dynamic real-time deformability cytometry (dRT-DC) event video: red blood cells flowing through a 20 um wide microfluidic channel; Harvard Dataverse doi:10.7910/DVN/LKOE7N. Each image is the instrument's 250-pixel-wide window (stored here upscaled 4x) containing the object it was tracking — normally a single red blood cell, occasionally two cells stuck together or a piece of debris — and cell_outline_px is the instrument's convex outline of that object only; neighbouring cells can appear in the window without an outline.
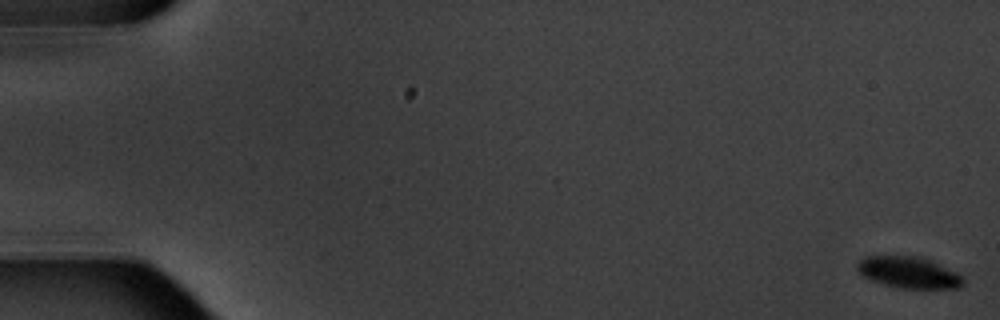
{"species": "common noctule bat (a hibernating species)", "species_latin": "Nyctalus noctula", "temperature_condition": "warm", "stored_images_in_passage": 6, "camera_frame_rate_fps": 3000, "um_per_image_px": 0.085, "animal": {"sex": "male", "body_mass_g": 20.1, "forearm_length_mm": 53.5}, "frame": {"image": 1, "passage_image": 1, "time_ms": 0.0, "image_size_px": [1000, 320], "cell_outline_px": [[964, 284], [960, 288], [900, 288], [884, 284], [872, 280], [864, 276], [856, 268], [856, 264], [864, 256], [916, 256], [928, 260], [956, 272], [964, 280]], "centroid_in_image_um": [77.22, 23.16], "position_along_channel_um": 7.8, "area_um2": 19.07}}
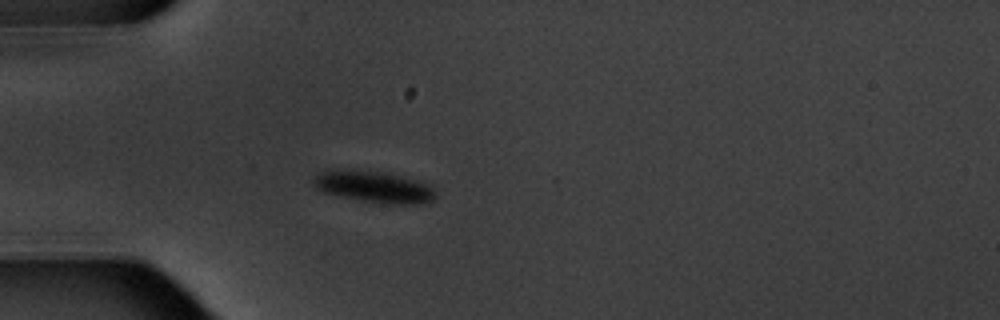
{"frame": {"image": 2, "passage_image": 5, "time_ms": 5.667, "image_size_px": [1000, 320], "cell_outline_px": [[436, 196], [432, 200], [424, 204], [392, 204], [364, 200], [324, 192], [316, 188], [312, 180], [312, 176], [320, 172], [384, 172], [416, 180], [428, 184], [432, 188]], "centroid_in_image_um": [31.86, 15.91], "position_along_channel_um": 53.1, "area_um2": 21.39}}